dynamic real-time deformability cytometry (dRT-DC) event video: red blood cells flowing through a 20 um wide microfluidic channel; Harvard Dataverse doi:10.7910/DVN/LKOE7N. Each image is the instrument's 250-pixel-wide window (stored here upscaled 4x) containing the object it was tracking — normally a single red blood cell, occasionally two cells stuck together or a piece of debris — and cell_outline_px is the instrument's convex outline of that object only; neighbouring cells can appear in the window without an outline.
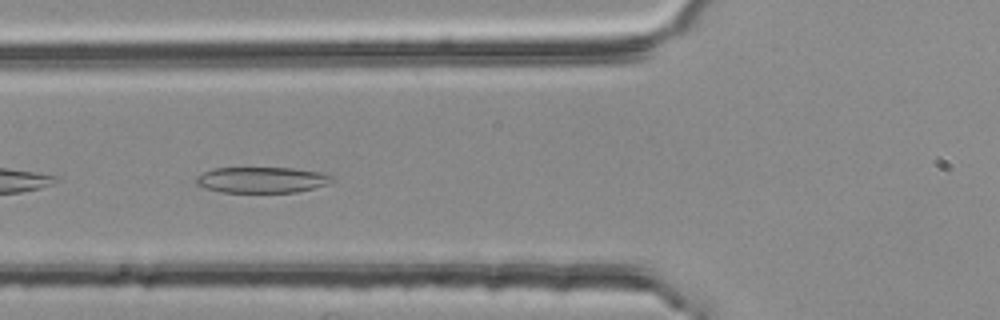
{"species": "common noctule bat (a hibernating species)", "species_latin": "Nyctalus noctula", "temperature_condition": "room temperature", "stored_images_in_passage": 22, "camera_frame_rate_fps": 3000, "um_per_image_px": 0.085, "animal": {"sex": "female", "body_mass_g": 25.1}, "frame": {"image": 1, "passage_image": 4, "time_ms": 1.0, "image_size_px": [1000, 320], "cell_outline_px": [[332, 180], [324, 184], [312, 188], [296, 192], [220, 192], [196, 184], [196, 176], [212, 168], [292, 168], [320, 172], [332, 176]], "centroid_in_image_um": [22.2, 15.28], "position_along_channel_um": 103.6, "area_um2": 20.17}}
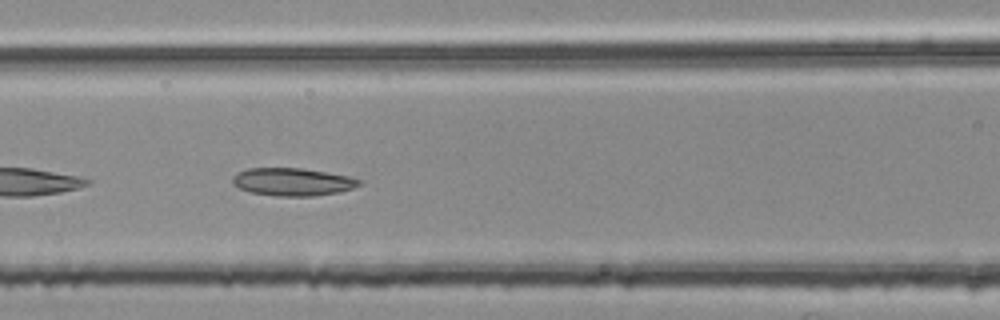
{"frame": {"image": 2, "passage_image": 7, "time_ms": 2.0, "image_size_px": [1000, 320], "cell_outline_px": [[360, 184], [352, 188], [340, 192], [312, 196], [276, 196], [252, 192], [240, 188], [232, 184], [232, 176], [248, 168], [300, 168], [348, 176], [360, 180]], "centroid_in_image_um": [24.84, 15.46], "position_along_channel_um": 141.8, "area_um2": 20.23}}